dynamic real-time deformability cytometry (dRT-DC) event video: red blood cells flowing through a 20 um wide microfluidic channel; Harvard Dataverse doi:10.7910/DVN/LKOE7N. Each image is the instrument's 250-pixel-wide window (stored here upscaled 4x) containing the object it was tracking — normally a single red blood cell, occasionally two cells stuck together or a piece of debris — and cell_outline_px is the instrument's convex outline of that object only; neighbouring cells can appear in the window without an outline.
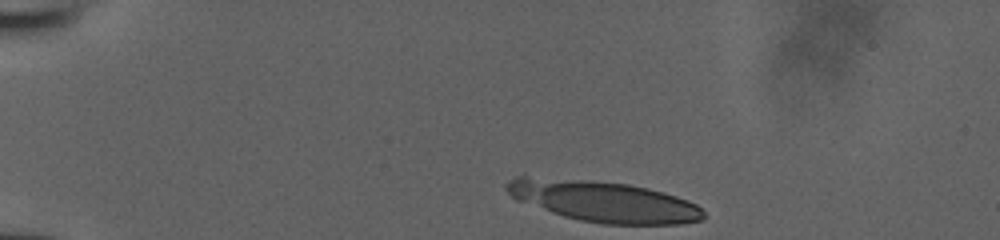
{"species": "human", "species_latin": "Homo sapiens", "temperature_condition": "room temperature", "stored_images_in_passage": 39, "camera_frame_rate_fps": 3000, "um_per_image_px": 0.085, "donor": {"sex": "male"}, "frame": {"image": 1, "passage_image": 1, "time_ms": 0.0, "image_size_px": [1000, 240], "cell_outline_px": [[704, 220], [680, 224], [604, 224], [580, 220], [564, 216], [516, 200], [504, 188], [504, 184], [516, 176], [524, 172], [628, 184], [648, 188], [664, 192], [688, 200], [696, 204], [704, 212]], "centroid_in_image_um": [51.18, 17.05], "position_along_channel_um": 33.8, "area_um2": 48.21}}
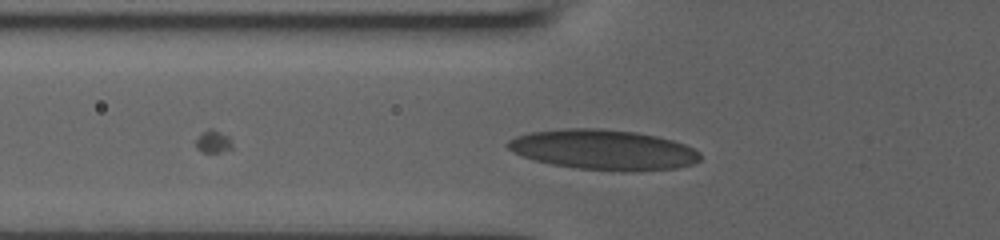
{"frame": {"image": 2, "passage_image": 10, "time_ms": 3.0, "image_size_px": [1000, 240], "cell_outline_px": [[700, 160], [692, 164], [676, 168], [620, 172], [576, 168], [552, 164], [536, 160], [512, 152], [504, 144], [508, 140], [516, 136], [532, 132], [568, 128], [600, 128], [636, 132], [656, 136], [672, 140], [684, 144], [700, 152]], "centroid_in_image_um": [51.28, 12.73], "position_along_channel_um": 74.5, "area_um2": 44.97}}